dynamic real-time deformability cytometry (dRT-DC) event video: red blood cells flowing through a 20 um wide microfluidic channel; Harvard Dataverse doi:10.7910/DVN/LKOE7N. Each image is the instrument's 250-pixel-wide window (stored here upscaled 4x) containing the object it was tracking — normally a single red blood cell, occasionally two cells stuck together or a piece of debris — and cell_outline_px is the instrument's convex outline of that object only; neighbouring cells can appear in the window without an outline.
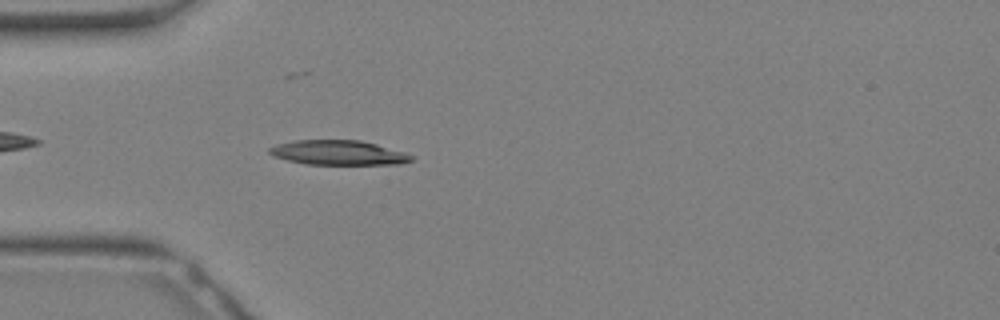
{"species": "Egyptian fruit bat (a non-hibernating species)", "species_latin": "Rousettus aegyptiacus", "temperature_condition": "warm", "stored_images_in_passage": 25, "camera_frame_rate_fps": 3000, "um_per_image_px": 0.085, "animal": {"sex": "female"}, "frame": {"image": 1, "passage_image": 2, "time_ms": 0.333, "image_size_px": [1000, 320], "cell_outline_px": [[416, 156], [412, 160], [400, 164], [304, 164], [272, 156], [268, 152], [268, 148], [276, 144], [296, 140], [360, 140], [376, 144], [404, 152]], "centroid_in_image_um": [28.75, 12.97], "position_along_channel_um": 56.3, "area_um2": 20.4}}
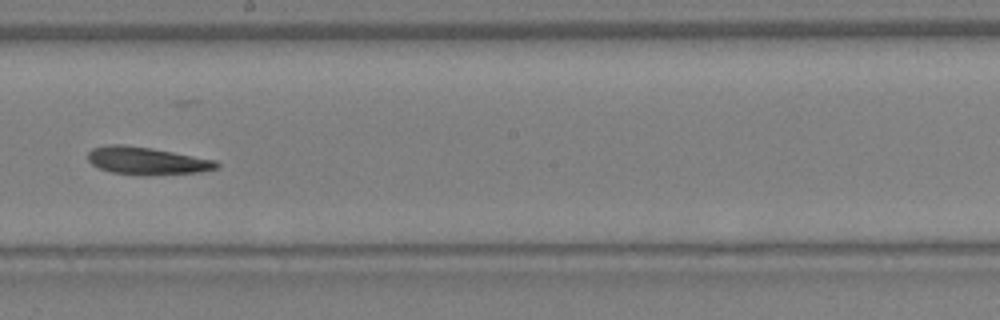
{"frame": {"image": 2, "passage_image": 11, "time_ms": 3.333, "image_size_px": [1000, 320], "cell_outline_px": [[220, 168], [200, 172], [112, 172], [100, 168], [92, 164], [88, 160], [88, 152], [92, 148], [108, 144], [124, 144], [152, 148], [216, 160], [220, 164]], "centroid_in_image_um": [12.47, 13.6], "position_along_channel_um": 235.7, "area_um2": 19.65}}
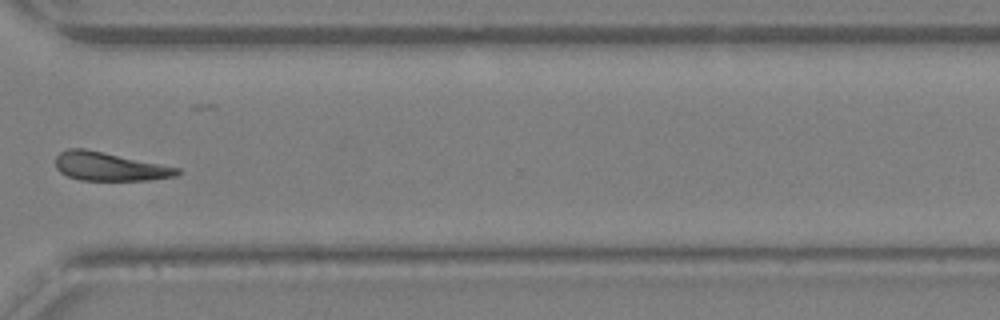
{"frame": {"image": 3, "passage_image": 17, "time_ms": 5.333, "image_size_px": [1000, 320], "cell_outline_px": [[180, 172], [176, 176], [148, 180], [80, 180], [68, 176], [60, 172], [56, 168], [56, 156], [60, 152], [68, 148], [84, 148], [180, 168]], "centroid_in_image_um": [9.28, 14.15], "position_along_channel_um": 361.3, "area_um2": 20.06}}